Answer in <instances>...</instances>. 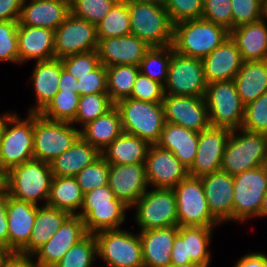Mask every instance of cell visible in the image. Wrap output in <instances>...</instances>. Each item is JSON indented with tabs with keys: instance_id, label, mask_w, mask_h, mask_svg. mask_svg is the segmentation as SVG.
I'll list each match as a JSON object with an SVG mask.
<instances>
[{
	"instance_id": "cell-1",
	"label": "cell",
	"mask_w": 267,
	"mask_h": 267,
	"mask_svg": "<svg viewBox=\"0 0 267 267\" xmlns=\"http://www.w3.org/2000/svg\"><path fill=\"white\" fill-rule=\"evenodd\" d=\"M130 16L131 34L149 47L172 45L174 24L162 2L154 0H126Z\"/></svg>"
},
{
	"instance_id": "cell-2",
	"label": "cell",
	"mask_w": 267,
	"mask_h": 267,
	"mask_svg": "<svg viewBox=\"0 0 267 267\" xmlns=\"http://www.w3.org/2000/svg\"><path fill=\"white\" fill-rule=\"evenodd\" d=\"M229 36L225 27L203 18L186 20L174 24L172 47L180 55L203 59Z\"/></svg>"
},
{
	"instance_id": "cell-3",
	"label": "cell",
	"mask_w": 267,
	"mask_h": 267,
	"mask_svg": "<svg viewBox=\"0 0 267 267\" xmlns=\"http://www.w3.org/2000/svg\"><path fill=\"white\" fill-rule=\"evenodd\" d=\"M265 164L267 134L250 132L242 128L231 130L220 171L235 176Z\"/></svg>"
},
{
	"instance_id": "cell-4",
	"label": "cell",
	"mask_w": 267,
	"mask_h": 267,
	"mask_svg": "<svg viewBox=\"0 0 267 267\" xmlns=\"http://www.w3.org/2000/svg\"><path fill=\"white\" fill-rule=\"evenodd\" d=\"M130 209L115 198L108 185L96 188L83 196L78 215L83 219L87 233L96 234L105 230L120 229Z\"/></svg>"
},
{
	"instance_id": "cell-5",
	"label": "cell",
	"mask_w": 267,
	"mask_h": 267,
	"mask_svg": "<svg viewBox=\"0 0 267 267\" xmlns=\"http://www.w3.org/2000/svg\"><path fill=\"white\" fill-rule=\"evenodd\" d=\"M53 175L49 163L32 159L6 173V192L16 199L38 205L47 204Z\"/></svg>"
},
{
	"instance_id": "cell-6",
	"label": "cell",
	"mask_w": 267,
	"mask_h": 267,
	"mask_svg": "<svg viewBox=\"0 0 267 267\" xmlns=\"http://www.w3.org/2000/svg\"><path fill=\"white\" fill-rule=\"evenodd\" d=\"M123 132L156 144L165 124L163 103H150L134 98L117 101Z\"/></svg>"
},
{
	"instance_id": "cell-7",
	"label": "cell",
	"mask_w": 267,
	"mask_h": 267,
	"mask_svg": "<svg viewBox=\"0 0 267 267\" xmlns=\"http://www.w3.org/2000/svg\"><path fill=\"white\" fill-rule=\"evenodd\" d=\"M80 137V129L70 122L53 121L33 113L34 159L52 162Z\"/></svg>"
},
{
	"instance_id": "cell-8",
	"label": "cell",
	"mask_w": 267,
	"mask_h": 267,
	"mask_svg": "<svg viewBox=\"0 0 267 267\" xmlns=\"http://www.w3.org/2000/svg\"><path fill=\"white\" fill-rule=\"evenodd\" d=\"M34 159L33 113L26 119L10 114L0 134V167L7 173L12 168Z\"/></svg>"
},
{
	"instance_id": "cell-9",
	"label": "cell",
	"mask_w": 267,
	"mask_h": 267,
	"mask_svg": "<svg viewBox=\"0 0 267 267\" xmlns=\"http://www.w3.org/2000/svg\"><path fill=\"white\" fill-rule=\"evenodd\" d=\"M205 102L208 108L210 126L230 130L241 128L245 105L237 93L233 80L207 84Z\"/></svg>"
},
{
	"instance_id": "cell-10",
	"label": "cell",
	"mask_w": 267,
	"mask_h": 267,
	"mask_svg": "<svg viewBox=\"0 0 267 267\" xmlns=\"http://www.w3.org/2000/svg\"><path fill=\"white\" fill-rule=\"evenodd\" d=\"M173 192L178 227H215L220 223L208 208L201 178L187 176L173 188Z\"/></svg>"
},
{
	"instance_id": "cell-11",
	"label": "cell",
	"mask_w": 267,
	"mask_h": 267,
	"mask_svg": "<svg viewBox=\"0 0 267 267\" xmlns=\"http://www.w3.org/2000/svg\"><path fill=\"white\" fill-rule=\"evenodd\" d=\"M95 236L98 257L106 267H144L139 234L115 229L98 232Z\"/></svg>"
},
{
	"instance_id": "cell-12",
	"label": "cell",
	"mask_w": 267,
	"mask_h": 267,
	"mask_svg": "<svg viewBox=\"0 0 267 267\" xmlns=\"http://www.w3.org/2000/svg\"><path fill=\"white\" fill-rule=\"evenodd\" d=\"M233 221L260 217L267 191V164L233 176Z\"/></svg>"
},
{
	"instance_id": "cell-13",
	"label": "cell",
	"mask_w": 267,
	"mask_h": 267,
	"mask_svg": "<svg viewBox=\"0 0 267 267\" xmlns=\"http://www.w3.org/2000/svg\"><path fill=\"white\" fill-rule=\"evenodd\" d=\"M135 220L140 231L178 226L173 189L147 190L135 203Z\"/></svg>"
},
{
	"instance_id": "cell-14",
	"label": "cell",
	"mask_w": 267,
	"mask_h": 267,
	"mask_svg": "<svg viewBox=\"0 0 267 267\" xmlns=\"http://www.w3.org/2000/svg\"><path fill=\"white\" fill-rule=\"evenodd\" d=\"M206 88L202 59L186 57L174 51L169 63L164 94L204 97Z\"/></svg>"
},
{
	"instance_id": "cell-15",
	"label": "cell",
	"mask_w": 267,
	"mask_h": 267,
	"mask_svg": "<svg viewBox=\"0 0 267 267\" xmlns=\"http://www.w3.org/2000/svg\"><path fill=\"white\" fill-rule=\"evenodd\" d=\"M98 48L96 25L69 13L54 31L55 58L86 53Z\"/></svg>"
},
{
	"instance_id": "cell-16",
	"label": "cell",
	"mask_w": 267,
	"mask_h": 267,
	"mask_svg": "<svg viewBox=\"0 0 267 267\" xmlns=\"http://www.w3.org/2000/svg\"><path fill=\"white\" fill-rule=\"evenodd\" d=\"M213 229L214 227H178L171 252V265L198 263L209 266L211 254L208 247Z\"/></svg>"
},
{
	"instance_id": "cell-17",
	"label": "cell",
	"mask_w": 267,
	"mask_h": 267,
	"mask_svg": "<svg viewBox=\"0 0 267 267\" xmlns=\"http://www.w3.org/2000/svg\"><path fill=\"white\" fill-rule=\"evenodd\" d=\"M230 134L231 130L224 127L209 126L200 131L197 154L192 166L188 169V176L200 178L219 172Z\"/></svg>"
},
{
	"instance_id": "cell-18",
	"label": "cell",
	"mask_w": 267,
	"mask_h": 267,
	"mask_svg": "<svg viewBox=\"0 0 267 267\" xmlns=\"http://www.w3.org/2000/svg\"><path fill=\"white\" fill-rule=\"evenodd\" d=\"M165 122L199 133L210 126L204 97L164 94Z\"/></svg>"
},
{
	"instance_id": "cell-19",
	"label": "cell",
	"mask_w": 267,
	"mask_h": 267,
	"mask_svg": "<svg viewBox=\"0 0 267 267\" xmlns=\"http://www.w3.org/2000/svg\"><path fill=\"white\" fill-rule=\"evenodd\" d=\"M148 186L173 189L188 176V169L174 154L155 144L149 148L144 162Z\"/></svg>"
},
{
	"instance_id": "cell-20",
	"label": "cell",
	"mask_w": 267,
	"mask_h": 267,
	"mask_svg": "<svg viewBox=\"0 0 267 267\" xmlns=\"http://www.w3.org/2000/svg\"><path fill=\"white\" fill-rule=\"evenodd\" d=\"M83 219L77 215H69L51 239L41 246L32 256L39 267H53L65 253L86 235Z\"/></svg>"
},
{
	"instance_id": "cell-21",
	"label": "cell",
	"mask_w": 267,
	"mask_h": 267,
	"mask_svg": "<svg viewBox=\"0 0 267 267\" xmlns=\"http://www.w3.org/2000/svg\"><path fill=\"white\" fill-rule=\"evenodd\" d=\"M108 186L117 200L132 208L149 187L144 163L110 164Z\"/></svg>"
},
{
	"instance_id": "cell-22",
	"label": "cell",
	"mask_w": 267,
	"mask_h": 267,
	"mask_svg": "<svg viewBox=\"0 0 267 267\" xmlns=\"http://www.w3.org/2000/svg\"><path fill=\"white\" fill-rule=\"evenodd\" d=\"M150 47L133 34L98 39L99 61L105 67L117 65L139 66Z\"/></svg>"
},
{
	"instance_id": "cell-23",
	"label": "cell",
	"mask_w": 267,
	"mask_h": 267,
	"mask_svg": "<svg viewBox=\"0 0 267 267\" xmlns=\"http://www.w3.org/2000/svg\"><path fill=\"white\" fill-rule=\"evenodd\" d=\"M201 178L205 198L211 214L220 222L233 220V176L222 171Z\"/></svg>"
},
{
	"instance_id": "cell-24",
	"label": "cell",
	"mask_w": 267,
	"mask_h": 267,
	"mask_svg": "<svg viewBox=\"0 0 267 267\" xmlns=\"http://www.w3.org/2000/svg\"><path fill=\"white\" fill-rule=\"evenodd\" d=\"M37 206L8 195V252H19L29 242Z\"/></svg>"
},
{
	"instance_id": "cell-25",
	"label": "cell",
	"mask_w": 267,
	"mask_h": 267,
	"mask_svg": "<svg viewBox=\"0 0 267 267\" xmlns=\"http://www.w3.org/2000/svg\"><path fill=\"white\" fill-rule=\"evenodd\" d=\"M207 84L233 80L243 60L236 43L229 36L219 47L202 59Z\"/></svg>"
},
{
	"instance_id": "cell-26",
	"label": "cell",
	"mask_w": 267,
	"mask_h": 267,
	"mask_svg": "<svg viewBox=\"0 0 267 267\" xmlns=\"http://www.w3.org/2000/svg\"><path fill=\"white\" fill-rule=\"evenodd\" d=\"M70 13L64 0H23L18 25L43 27L55 31Z\"/></svg>"
},
{
	"instance_id": "cell-27",
	"label": "cell",
	"mask_w": 267,
	"mask_h": 267,
	"mask_svg": "<svg viewBox=\"0 0 267 267\" xmlns=\"http://www.w3.org/2000/svg\"><path fill=\"white\" fill-rule=\"evenodd\" d=\"M178 233V226L141 231L144 267H169L173 242Z\"/></svg>"
},
{
	"instance_id": "cell-28",
	"label": "cell",
	"mask_w": 267,
	"mask_h": 267,
	"mask_svg": "<svg viewBox=\"0 0 267 267\" xmlns=\"http://www.w3.org/2000/svg\"><path fill=\"white\" fill-rule=\"evenodd\" d=\"M19 64L28 60H49L55 58L54 31L43 27L18 25Z\"/></svg>"
},
{
	"instance_id": "cell-29",
	"label": "cell",
	"mask_w": 267,
	"mask_h": 267,
	"mask_svg": "<svg viewBox=\"0 0 267 267\" xmlns=\"http://www.w3.org/2000/svg\"><path fill=\"white\" fill-rule=\"evenodd\" d=\"M63 64L61 59L36 61L30 81L33 83L36 104L29 113H40L58 92Z\"/></svg>"
},
{
	"instance_id": "cell-30",
	"label": "cell",
	"mask_w": 267,
	"mask_h": 267,
	"mask_svg": "<svg viewBox=\"0 0 267 267\" xmlns=\"http://www.w3.org/2000/svg\"><path fill=\"white\" fill-rule=\"evenodd\" d=\"M199 133L165 122L155 145L171 151L189 169L197 154Z\"/></svg>"
},
{
	"instance_id": "cell-31",
	"label": "cell",
	"mask_w": 267,
	"mask_h": 267,
	"mask_svg": "<svg viewBox=\"0 0 267 267\" xmlns=\"http://www.w3.org/2000/svg\"><path fill=\"white\" fill-rule=\"evenodd\" d=\"M243 62L267 60V24L264 19L230 31Z\"/></svg>"
},
{
	"instance_id": "cell-32",
	"label": "cell",
	"mask_w": 267,
	"mask_h": 267,
	"mask_svg": "<svg viewBox=\"0 0 267 267\" xmlns=\"http://www.w3.org/2000/svg\"><path fill=\"white\" fill-rule=\"evenodd\" d=\"M100 156L101 152L80 136L71 147L49 164L53 176L75 177Z\"/></svg>"
},
{
	"instance_id": "cell-33",
	"label": "cell",
	"mask_w": 267,
	"mask_h": 267,
	"mask_svg": "<svg viewBox=\"0 0 267 267\" xmlns=\"http://www.w3.org/2000/svg\"><path fill=\"white\" fill-rule=\"evenodd\" d=\"M69 215L64 210L52 208L47 205L39 207L38 205L29 242L18 253L33 255L51 239Z\"/></svg>"
},
{
	"instance_id": "cell-34",
	"label": "cell",
	"mask_w": 267,
	"mask_h": 267,
	"mask_svg": "<svg viewBox=\"0 0 267 267\" xmlns=\"http://www.w3.org/2000/svg\"><path fill=\"white\" fill-rule=\"evenodd\" d=\"M122 133L120 114L115 106L80 129V136L100 152Z\"/></svg>"
},
{
	"instance_id": "cell-35",
	"label": "cell",
	"mask_w": 267,
	"mask_h": 267,
	"mask_svg": "<svg viewBox=\"0 0 267 267\" xmlns=\"http://www.w3.org/2000/svg\"><path fill=\"white\" fill-rule=\"evenodd\" d=\"M244 105L267 92V60L243 62L233 79Z\"/></svg>"
},
{
	"instance_id": "cell-36",
	"label": "cell",
	"mask_w": 267,
	"mask_h": 267,
	"mask_svg": "<svg viewBox=\"0 0 267 267\" xmlns=\"http://www.w3.org/2000/svg\"><path fill=\"white\" fill-rule=\"evenodd\" d=\"M150 146L146 140L123 132L101 152V155L109 164L144 163Z\"/></svg>"
},
{
	"instance_id": "cell-37",
	"label": "cell",
	"mask_w": 267,
	"mask_h": 267,
	"mask_svg": "<svg viewBox=\"0 0 267 267\" xmlns=\"http://www.w3.org/2000/svg\"><path fill=\"white\" fill-rule=\"evenodd\" d=\"M83 192L75 177L53 176L47 206L77 215L81 210Z\"/></svg>"
},
{
	"instance_id": "cell-38",
	"label": "cell",
	"mask_w": 267,
	"mask_h": 267,
	"mask_svg": "<svg viewBox=\"0 0 267 267\" xmlns=\"http://www.w3.org/2000/svg\"><path fill=\"white\" fill-rule=\"evenodd\" d=\"M138 73L139 66L117 65L106 67L107 93L114 104L131 96Z\"/></svg>"
},
{
	"instance_id": "cell-39",
	"label": "cell",
	"mask_w": 267,
	"mask_h": 267,
	"mask_svg": "<svg viewBox=\"0 0 267 267\" xmlns=\"http://www.w3.org/2000/svg\"><path fill=\"white\" fill-rule=\"evenodd\" d=\"M173 52L172 45L150 47L140 61L139 72L164 86L168 78V68Z\"/></svg>"
},
{
	"instance_id": "cell-40",
	"label": "cell",
	"mask_w": 267,
	"mask_h": 267,
	"mask_svg": "<svg viewBox=\"0 0 267 267\" xmlns=\"http://www.w3.org/2000/svg\"><path fill=\"white\" fill-rule=\"evenodd\" d=\"M97 38L107 39L131 34L127 1L116 2L105 18L96 25Z\"/></svg>"
},
{
	"instance_id": "cell-41",
	"label": "cell",
	"mask_w": 267,
	"mask_h": 267,
	"mask_svg": "<svg viewBox=\"0 0 267 267\" xmlns=\"http://www.w3.org/2000/svg\"><path fill=\"white\" fill-rule=\"evenodd\" d=\"M79 100L78 93L58 91L40 114L49 120L71 123L77 114Z\"/></svg>"
},
{
	"instance_id": "cell-42",
	"label": "cell",
	"mask_w": 267,
	"mask_h": 267,
	"mask_svg": "<svg viewBox=\"0 0 267 267\" xmlns=\"http://www.w3.org/2000/svg\"><path fill=\"white\" fill-rule=\"evenodd\" d=\"M97 257L96 236L88 233L73 245L53 267H93L92 263Z\"/></svg>"
},
{
	"instance_id": "cell-43",
	"label": "cell",
	"mask_w": 267,
	"mask_h": 267,
	"mask_svg": "<svg viewBox=\"0 0 267 267\" xmlns=\"http://www.w3.org/2000/svg\"><path fill=\"white\" fill-rule=\"evenodd\" d=\"M114 106L108 93H93L80 96L78 111L72 124L82 127L105 114Z\"/></svg>"
},
{
	"instance_id": "cell-44",
	"label": "cell",
	"mask_w": 267,
	"mask_h": 267,
	"mask_svg": "<svg viewBox=\"0 0 267 267\" xmlns=\"http://www.w3.org/2000/svg\"><path fill=\"white\" fill-rule=\"evenodd\" d=\"M110 164L101 155L92 164L87 165L76 174L78 185L83 194L108 185Z\"/></svg>"
},
{
	"instance_id": "cell-45",
	"label": "cell",
	"mask_w": 267,
	"mask_h": 267,
	"mask_svg": "<svg viewBox=\"0 0 267 267\" xmlns=\"http://www.w3.org/2000/svg\"><path fill=\"white\" fill-rule=\"evenodd\" d=\"M115 3L114 0H73L70 3V13L97 25Z\"/></svg>"
},
{
	"instance_id": "cell-46",
	"label": "cell",
	"mask_w": 267,
	"mask_h": 267,
	"mask_svg": "<svg viewBox=\"0 0 267 267\" xmlns=\"http://www.w3.org/2000/svg\"><path fill=\"white\" fill-rule=\"evenodd\" d=\"M242 129L267 134V92L245 105Z\"/></svg>"
},
{
	"instance_id": "cell-47",
	"label": "cell",
	"mask_w": 267,
	"mask_h": 267,
	"mask_svg": "<svg viewBox=\"0 0 267 267\" xmlns=\"http://www.w3.org/2000/svg\"><path fill=\"white\" fill-rule=\"evenodd\" d=\"M162 3L173 24L202 18L203 0H163Z\"/></svg>"
},
{
	"instance_id": "cell-48",
	"label": "cell",
	"mask_w": 267,
	"mask_h": 267,
	"mask_svg": "<svg viewBox=\"0 0 267 267\" xmlns=\"http://www.w3.org/2000/svg\"><path fill=\"white\" fill-rule=\"evenodd\" d=\"M18 21H0V61L19 63Z\"/></svg>"
},
{
	"instance_id": "cell-49",
	"label": "cell",
	"mask_w": 267,
	"mask_h": 267,
	"mask_svg": "<svg viewBox=\"0 0 267 267\" xmlns=\"http://www.w3.org/2000/svg\"><path fill=\"white\" fill-rule=\"evenodd\" d=\"M202 18L231 31L233 29L231 0H203Z\"/></svg>"
},
{
	"instance_id": "cell-50",
	"label": "cell",
	"mask_w": 267,
	"mask_h": 267,
	"mask_svg": "<svg viewBox=\"0 0 267 267\" xmlns=\"http://www.w3.org/2000/svg\"><path fill=\"white\" fill-rule=\"evenodd\" d=\"M233 29L262 19V0H231Z\"/></svg>"
},
{
	"instance_id": "cell-51",
	"label": "cell",
	"mask_w": 267,
	"mask_h": 267,
	"mask_svg": "<svg viewBox=\"0 0 267 267\" xmlns=\"http://www.w3.org/2000/svg\"><path fill=\"white\" fill-rule=\"evenodd\" d=\"M163 97L164 86L139 72L134 83L133 91L129 98L150 103H160L163 102Z\"/></svg>"
},
{
	"instance_id": "cell-52",
	"label": "cell",
	"mask_w": 267,
	"mask_h": 267,
	"mask_svg": "<svg viewBox=\"0 0 267 267\" xmlns=\"http://www.w3.org/2000/svg\"><path fill=\"white\" fill-rule=\"evenodd\" d=\"M79 96L93 93H107L106 67L99 64L94 70L84 75H75Z\"/></svg>"
},
{
	"instance_id": "cell-53",
	"label": "cell",
	"mask_w": 267,
	"mask_h": 267,
	"mask_svg": "<svg viewBox=\"0 0 267 267\" xmlns=\"http://www.w3.org/2000/svg\"><path fill=\"white\" fill-rule=\"evenodd\" d=\"M61 62L63 68L74 77L75 75L87 74L100 64L97 50L69 55L61 58Z\"/></svg>"
},
{
	"instance_id": "cell-54",
	"label": "cell",
	"mask_w": 267,
	"mask_h": 267,
	"mask_svg": "<svg viewBox=\"0 0 267 267\" xmlns=\"http://www.w3.org/2000/svg\"><path fill=\"white\" fill-rule=\"evenodd\" d=\"M32 255L6 252L0 256V267H39Z\"/></svg>"
},
{
	"instance_id": "cell-55",
	"label": "cell",
	"mask_w": 267,
	"mask_h": 267,
	"mask_svg": "<svg viewBox=\"0 0 267 267\" xmlns=\"http://www.w3.org/2000/svg\"><path fill=\"white\" fill-rule=\"evenodd\" d=\"M8 193L0 194V250L8 252V222H7Z\"/></svg>"
},
{
	"instance_id": "cell-56",
	"label": "cell",
	"mask_w": 267,
	"mask_h": 267,
	"mask_svg": "<svg viewBox=\"0 0 267 267\" xmlns=\"http://www.w3.org/2000/svg\"><path fill=\"white\" fill-rule=\"evenodd\" d=\"M23 0H0V21H18Z\"/></svg>"
},
{
	"instance_id": "cell-57",
	"label": "cell",
	"mask_w": 267,
	"mask_h": 267,
	"mask_svg": "<svg viewBox=\"0 0 267 267\" xmlns=\"http://www.w3.org/2000/svg\"><path fill=\"white\" fill-rule=\"evenodd\" d=\"M234 267H267V255L263 253H248L242 256Z\"/></svg>"
},
{
	"instance_id": "cell-58",
	"label": "cell",
	"mask_w": 267,
	"mask_h": 267,
	"mask_svg": "<svg viewBox=\"0 0 267 267\" xmlns=\"http://www.w3.org/2000/svg\"><path fill=\"white\" fill-rule=\"evenodd\" d=\"M77 78L72 76L66 69H61L58 91L78 93Z\"/></svg>"
},
{
	"instance_id": "cell-59",
	"label": "cell",
	"mask_w": 267,
	"mask_h": 267,
	"mask_svg": "<svg viewBox=\"0 0 267 267\" xmlns=\"http://www.w3.org/2000/svg\"><path fill=\"white\" fill-rule=\"evenodd\" d=\"M6 192V172L0 167V194Z\"/></svg>"
},
{
	"instance_id": "cell-60",
	"label": "cell",
	"mask_w": 267,
	"mask_h": 267,
	"mask_svg": "<svg viewBox=\"0 0 267 267\" xmlns=\"http://www.w3.org/2000/svg\"><path fill=\"white\" fill-rule=\"evenodd\" d=\"M266 215H267V191H266L264 198H263V204H262V208H261L260 217H266Z\"/></svg>"
},
{
	"instance_id": "cell-61",
	"label": "cell",
	"mask_w": 267,
	"mask_h": 267,
	"mask_svg": "<svg viewBox=\"0 0 267 267\" xmlns=\"http://www.w3.org/2000/svg\"><path fill=\"white\" fill-rule=\"evenodd\" d=\"M169 267H208L198 263H189L186 265H170Z\"/></svg>"
},
{
	"instance_id": "cell-62",
	"label": "cell",
	"mask_w": 267,
	"mask_h": 267,
	"mask_svg": "<svg viewBox=\"0 0 267 267\" xmlns=\"http://www.w3.org/2000/svg\"><path fill=\"white\" fill-rule=\"evenodd\" d=\"M262 19L267 20V0H262Z\"/></svg>"
},
{
	"instance_id": "cell-63",
	"label": "cell",
	"mask_w": 267,
	"mask_h": 267,
	"mask_svg": "<svg viewBox=\"0 0 267 267\" xmlns=\"http://www.w3.org/2000/svg\"><path fill=\"white\" fill-rule=\"evenodd\" d=\"M10 115V113H5L3 115H0V134H1V131H2V128H3V125L6 121V118Z\"/></svg>"
},
{
	"instance_id": "cell-64",
	"label": "cell",
	"mask_w": 267,
	"mask_h": 267,
	"mask_svg": "<svg viewBox=\"0 0 267 267\" xmlns=\"http://www.w3.org/2000/svg\"><path fill=\"white\" fill-rule=\"evenodd\" d=\"M66 2H68L69 4L73 1V0H64Z\"/></svg>"
},
{
	"instance_id": "cell-65",
	"label": "cell",
	"mask_w": 267,
	"mask_h": 267,
	"mask_svg": "<svg viewBox=\"0 0 267 267\" xmlns=\"http://www.w3.org/2000/svg\"><path fill=\"white\" fill-rule=\"evenodd\" d=\"M116 2H123V1H126V0H114Z\"/></svg>"
}]
</instances>
